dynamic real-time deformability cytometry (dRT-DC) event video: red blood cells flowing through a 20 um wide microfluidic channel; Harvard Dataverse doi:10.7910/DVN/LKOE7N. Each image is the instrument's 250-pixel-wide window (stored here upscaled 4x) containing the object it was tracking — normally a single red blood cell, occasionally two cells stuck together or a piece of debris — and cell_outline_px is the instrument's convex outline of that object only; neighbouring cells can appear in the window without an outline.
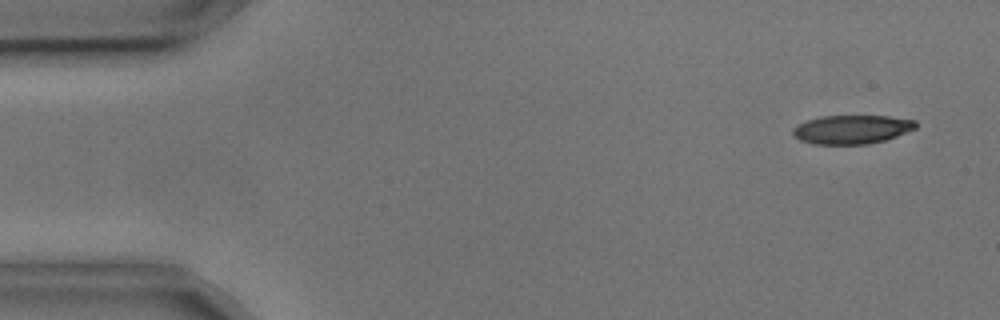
{"species": "common noctule bat (a hibernating species)", "species_latin": "Nyctalus noctula", "temperature_condition": "cold", "stored_images_in_passage": 4, "camera_frame_rate_fps": 3000, "um_per_image_px": 0.085, "animal": {"sex": "male", "body_mass_g": 17.9, "forearm_length_mm": 54.2}, "frame": {"image": 1, "passage_image": 1, "time_ms": 0.0, "image_size_px": [1000, 320], "cell_outline_px": [[916, 128], [896, 136], [884, 140], [868, 144], [812, 144], [800, 140], [792, 136], [792, 128], [796, 124], [820, 116], [888, 116], [916, 120]], "centroid_in_image_um": [72.36, 11.0], "position_along_channel_um": 12.6, "area_um2": 20.69}}
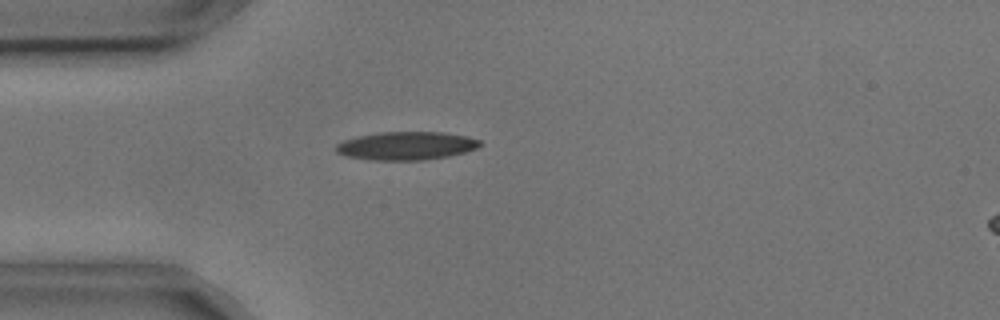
{"frame": {"image": 2, "passage_image": 4, "time_ms": 1.0, "image_size_px": [1000, 320], "cell_outline_px": [[484, 144], [476, 148], [464, 152], [448, 156], [424, 160], [372, 160], [344, 156], [336, 152], [332, 148], [336, 144], [344, 140], [356, 136], [380, 132], [444, 132], [468, 136], [480, 140]], "centroid_in_image_um": [34.51, 12.39], "position_along_channel_um": 50.5, "area_um2": 23.99}}